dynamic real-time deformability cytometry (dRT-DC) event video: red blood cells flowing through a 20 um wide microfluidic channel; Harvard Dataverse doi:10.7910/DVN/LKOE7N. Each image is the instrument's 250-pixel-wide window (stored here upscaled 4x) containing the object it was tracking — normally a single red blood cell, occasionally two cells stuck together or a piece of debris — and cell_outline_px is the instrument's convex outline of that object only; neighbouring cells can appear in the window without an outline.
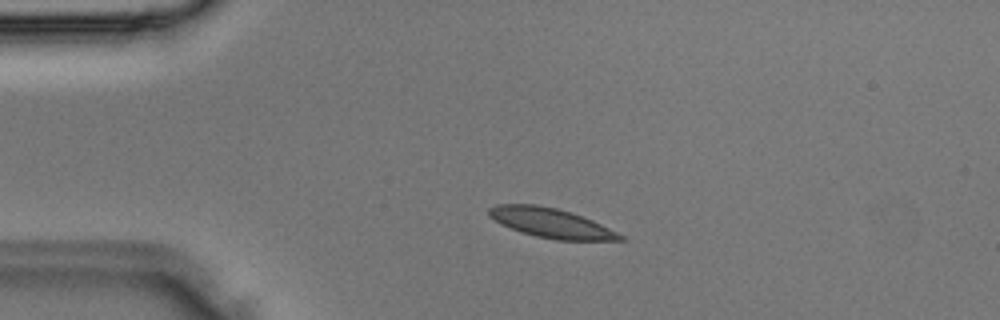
{"species": "Egyptian fruit bat (a non-hibernating species)", "species_latin": "Rousettus aegyptiacus", "temperature_condition": "room temperature", "stored_images_in_passage": 3, "camera_frame_rate_fps": 3000, "um_per_image_px": 0.085, "animal": {"sex": "male"}, "frame": {"image": 1, "passage_image": 2, "time_ms": 0.333, "image_size_px": [1000, 320], "cell_outline_px": [[624, 240], [556, 240], [536, 236], [520, 232], [500, 224], [488, 216], [488, 208], [496, 204], [536, 204], [556, 208], [572, 212], [592, 220], [624, 236]], "centroid_in_image_um": [46.78, 18.94], "position_along_channel_um": 38.2, "area_um2": 22.54}}